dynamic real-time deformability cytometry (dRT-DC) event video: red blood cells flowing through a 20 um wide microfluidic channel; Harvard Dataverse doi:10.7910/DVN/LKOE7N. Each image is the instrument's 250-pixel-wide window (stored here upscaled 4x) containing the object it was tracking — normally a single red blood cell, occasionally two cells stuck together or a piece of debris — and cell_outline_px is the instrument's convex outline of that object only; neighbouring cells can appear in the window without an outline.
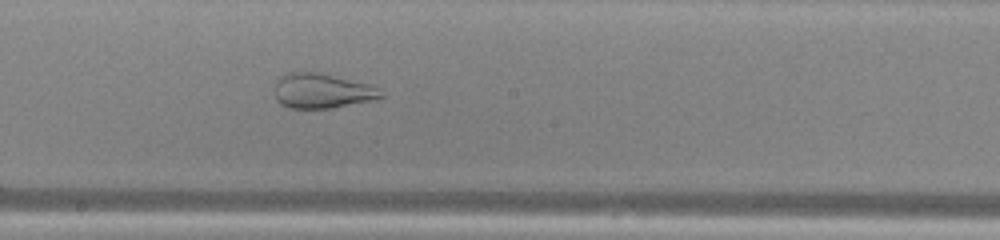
{"species": "common noctule bat (a hibernating species)", "species_latin": "Nyctalus noctula", "temperature_condition": "warm", "stored_images_in_passage": 37, "camera_frame_rate_fps": 3000, "um_per_image_px": 0.085, "animal": {"sex": "male", "body_mass_g": 13.0, "forearm_length_mm": 53.1}, "frame": {"image": 1, "passage_image": 14, "time_ms": 4.333, "image_size_px": [1000, 240], "cell_outline_px": [[384, 96], [376, 100], [332, 108], [288, 108], [280, 104], [276, 100], [276, 80], [280, 76], [288, 72], [320, 72], [372, 84]], "centroid_in_image_um": [27.38, 7.72], "position_along_channel_um": 220.8, "area_um2": 21.85}}
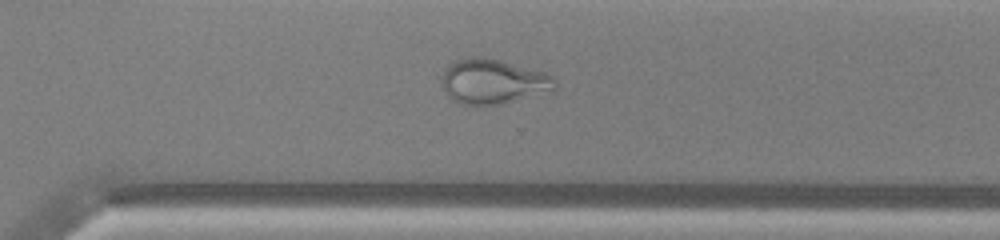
{"frame": {"image": 2, "passage_image": 22, "time_ms": 7.0, "image_size_px": [1000, 240], "cell_outline_px": [[556, 88], [500, 104], [460, 104], [448, 96], [440, 80], [444, 68], [452, 60], [464, 56], [484, 56], [500, 60], [544, 72], [552, 76], [556, 80]], "centroid_in_image_um": [41.82, 6.88], "position_along_channel_um": 328.8, "area_um2": 29.48}}
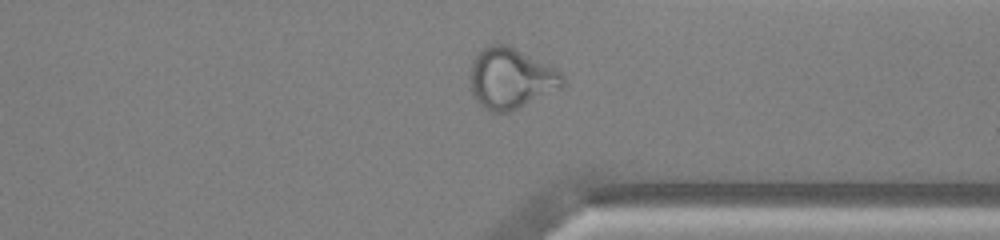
{"frame": {"image": 3, "passage_image": 25, "time_ms": 8.0, "image_size_px": [1000, 240], "cell_outline_px": [[564, 84], [560, 88], [520, 108], [508, 112], [492, 112], [480, 104], [476, 100], [472, 92], [472, 60], [488, 44], [504, 44], [556, 68], [564, 76]], "centroid_in_image_um": [43.44, 6.68], "position_along_channel_um": 368.0, "area_um2": 32.08}}